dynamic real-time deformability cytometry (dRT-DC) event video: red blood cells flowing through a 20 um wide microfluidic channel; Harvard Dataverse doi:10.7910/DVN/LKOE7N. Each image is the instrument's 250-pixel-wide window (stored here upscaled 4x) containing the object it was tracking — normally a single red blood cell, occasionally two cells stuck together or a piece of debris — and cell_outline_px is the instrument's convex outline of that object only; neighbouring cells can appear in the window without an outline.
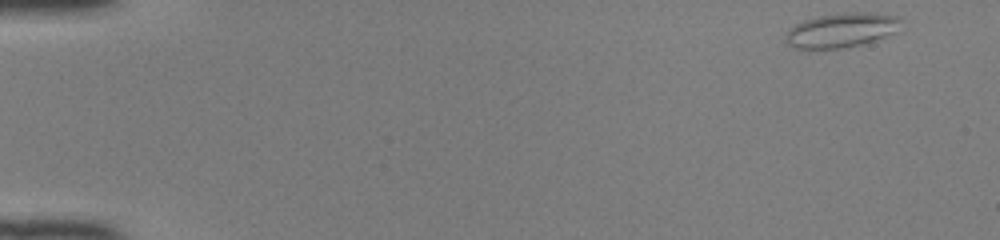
{"species": "common noctule bat (a hibernating species)", "species_latin": "Nyctalus noctula", "temperature_condition": "room temperature", "stored_images_in_passage": 47, "camera_frame_rate_fps": 3000, "um_per_image_px": 0.085, "animal": {"sex": "female", "body_mass_g": 22.0, "forearm_length_mm": 56.7}, "frame": {"image": 1, "passage_image": 1, "time_ms": 0.0, "image_size_px": [1000, 240], "cell_outline_px": [[900, 20], [892, 32], [884, 36], [860, 44], [844, 48], [808, 52], [796, 48], [788, 44], [784, 40], [784, 36], [796, 24], [804, 20], [820, 16], [844, 12], [868, 12], [900, 16]], "centroid_in_image_um": [71.4, 2.6], "position_along_channel_um": 13.6, "area_um2": 23.24}}
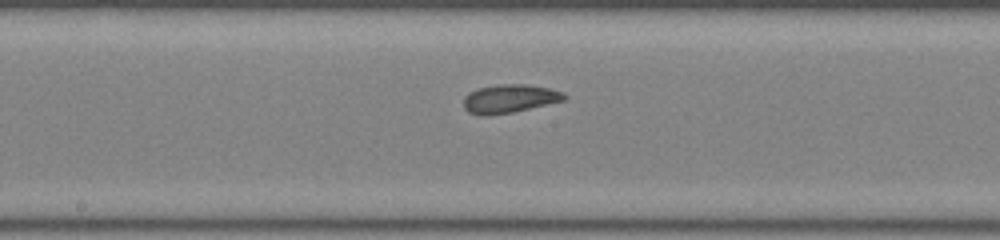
{"frame": {"image": 2, "passage_image": 25, "time_ms": 8.0, "image_size_px": [1000, 240], "cell_outline_px": [[568, 100], [512, 112], [484, 116], [480, 116], [468, 112], [464, 108], [464, 96], [468, 92], [476, 88], [496, 84], [528, 84], [548, 88], [564, 92], [568, 96]], "centroid_in_image_um": [43.32, 8.38], "position_along_channel_um": 204.9, "area_um2": 17.05}}
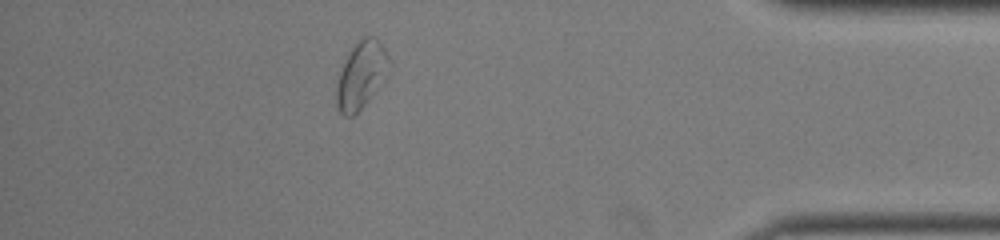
{"frame": {"image": 3, "passage_image": 42, "time_ms": 13.667, "image_size_px": [1000, 240], "cell_outline_px": [[388, 56], [372, 92], [364, 104], [352, 116], [344, 116], [340, 112], [336, 104], [336, 84], [344, 60], [352, 48], [364, 36], [376, 36]], "centroid_in_image_um": [30.56, 6.36], "position_along_channel_um": 404.6, "area_um2": 18.84}, "authors_computed_cell_mechanics": {"area_um2": 17.051, "velocity_mm_per_s": 4.1316, "shape_relaxation_time_tau1_ms": 3.9036, "shape_relaxation_time_tau2_ms": 1.3456, "deformation_change_tau1": 0.109, "deformation_change_tau2": 0.0777}}